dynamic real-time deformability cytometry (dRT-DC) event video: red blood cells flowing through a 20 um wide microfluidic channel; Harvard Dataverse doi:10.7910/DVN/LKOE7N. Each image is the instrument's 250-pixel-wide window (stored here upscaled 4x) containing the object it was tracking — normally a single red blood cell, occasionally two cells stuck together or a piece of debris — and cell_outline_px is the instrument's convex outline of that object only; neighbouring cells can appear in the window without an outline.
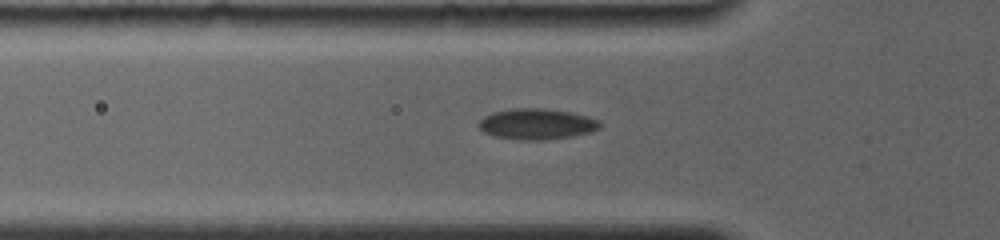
{"species": "common noctule bat (a hibernating species)", "species_latin": "Nyctalus noctula", "temperature_condition": "room temperature", "stored_images_in_passage": 31, "camera_frame_rate_fps": 4000, "um_per_image_px": 0.085, "animal": {"sex": "female", "body_mass_g": 19.0, "forearm_length_mm": 56.7}, "frame": {"image": 1, "passage_image": 2, "time_ms": 0.25, "image_size_px": [1000, 240], "cell_outline_px": [[600, 128], [592, 132], [572, 136], [544, 140], [520, 140], [492, 136], [484, 132], [476, 124], [484, 116], [492, 112], [512, 108], [544, 108], [572, 112], [588, 116], [600, 120]], "centroid_in_image_um": [45.62, 10.54], "position_along_channel_um": 80.2, "area_um2": 22.08}}
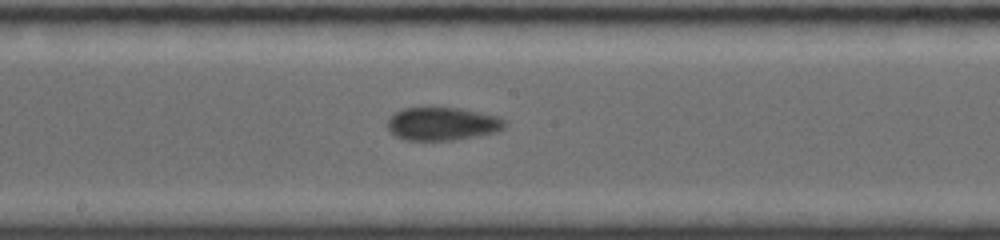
{"frame": {"image": 2, "passage_image": 14, "time_ms": 3.75, "image_size_px": [1000, 240], "cell_outline_px": [[508, 124], [504, 128], [496, 132], [452, 140], [404, 140], [396, 136], [388, 128], [388, 120], [396, 112], [404, 108], [460, 108], [500, 116], [508, 120]], "centroid_in_image_um": [37.67, 10.52], "position_along_channel_um": 210.5, "area_um2": 22.6}}
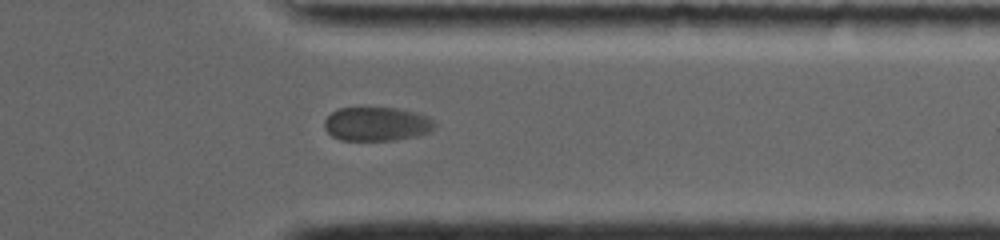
{"frame": {"image": 3, "passage_image": 25, "time_ms": 8.25, "image_size_px": [1000, 240], "cell_outline_px": [[436, 124], [432, 132], [416, 136], [396, 140], [340, 140], [332, 136], [324, 128], [324, 120], [332, 112], [340, 108], [396, 108], [416, 112], [428, 116]], "centroid_in_image_um": [32.04, 10.54], "position_along_channel_um": 379.4, "area_um2": 21.91}}